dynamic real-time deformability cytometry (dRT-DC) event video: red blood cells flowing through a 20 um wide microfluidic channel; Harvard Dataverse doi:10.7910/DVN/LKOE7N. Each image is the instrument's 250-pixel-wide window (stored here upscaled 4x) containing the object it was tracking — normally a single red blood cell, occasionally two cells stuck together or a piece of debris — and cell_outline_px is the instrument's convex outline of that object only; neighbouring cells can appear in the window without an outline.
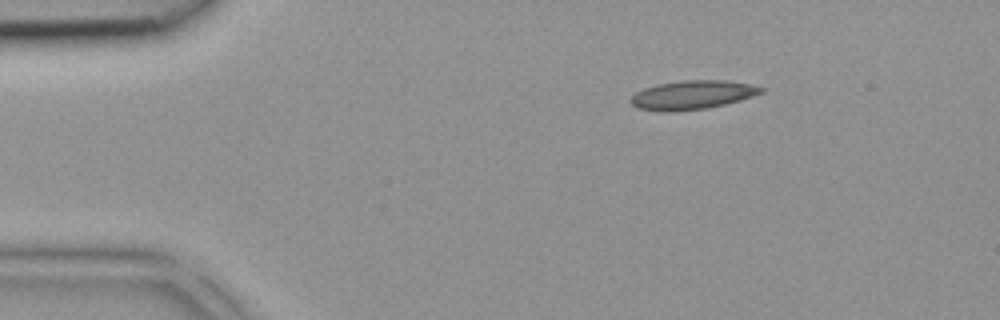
{"species": "common noctule bat (a hibernating species)", "species_latin": "Nyctalus noctula", "temperature_condition": "room temperature", "stored_images_in_passage": 2, "camera_frame_rate_fps": 3000, "um_per_image_px": 0.085, "animal": {"sex": "female", "body_mass_g": 18.4}, "frame": {"image": 1, "passage_image": 2, "time_ms": 0.333, "image_size_px": [1000, 320], "cell_outline_px": [[764, 92], [740, 100], [724, 104], [704, 108], [664, 112], [636, 108], [628, 100], [636, 92], [644, 88], [656, 84], [684, 80], [728, 80], [752, 84], [764, 88]], "centroid_in_image_um": [58.83, 8.05], "position_along_channel_um": 26.2, "area_um2": 21.91}}